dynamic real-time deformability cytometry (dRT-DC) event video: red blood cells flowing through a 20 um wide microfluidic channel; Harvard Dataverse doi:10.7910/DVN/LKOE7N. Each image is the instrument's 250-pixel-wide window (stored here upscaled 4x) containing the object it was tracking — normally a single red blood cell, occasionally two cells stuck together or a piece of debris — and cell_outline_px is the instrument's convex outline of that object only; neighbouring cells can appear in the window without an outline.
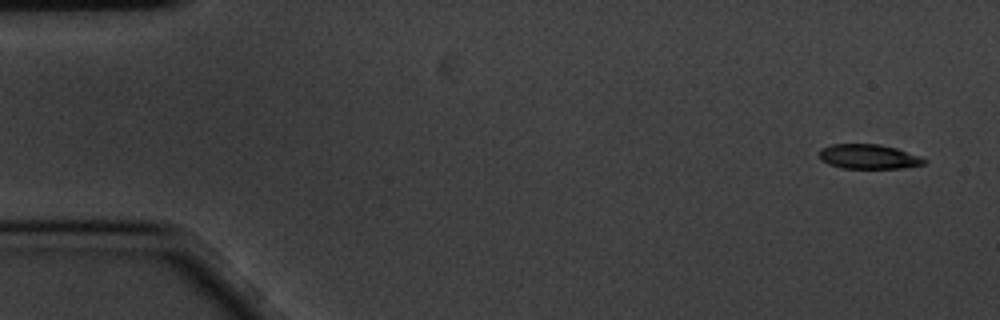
{"species": "common noctule bat (a hibernating species)", "species_latin": "Nyctalus noctula", "temperature_condition": "cold", "stored_images_in_passage": 5, "camera_frame_rate_fps": 3000, "um_per_image_px": 0.085, "animal": {"sex": "male", "body_mass_g": 20.1, "forearm_length_mm": 53.5}, "frame": {"image": 1, "passage_image": 1, "time_ms": 0.0, "image_size_px": [1000, 320], "cell_outline_px": [[928, 160], [924, 164], [904, 168], [840, 168], [828, 164], [820, 160], [820, 148], [832, 144], [880, 144], [896, 148], [920, 156]], "centroid_in_image_um": [73.83, 13.31], "position_along_channel_um": 11.2, "area_um2": 15.14}}
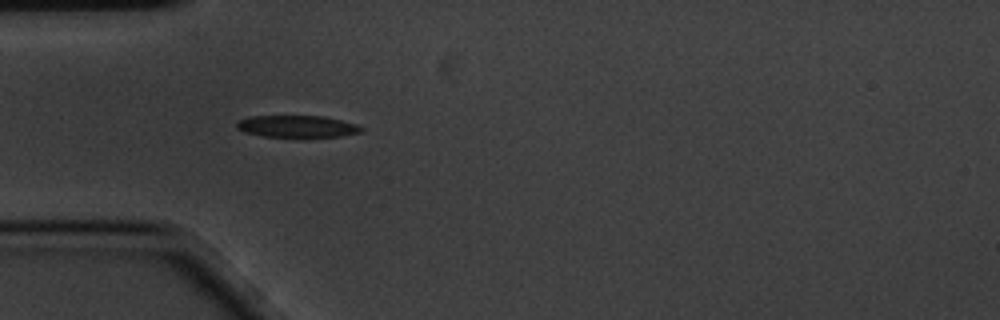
{"frame": {"image": 2, "passage_image": 5, "time_ms": 1.333, "image_size_px": [1000, 320], "cell_outline_px": [[364, 132], [340, 136], [308, 140], [304, 140], [264, 136], [244, 132], [236, 128], [236, 120], [248, 116], [324, 116], [356, 124], [364, 128]], "centroid_in_image_um": [25.27, 10.79], "position_along_channel_um": 59.7, "area_um2": 16.99}}